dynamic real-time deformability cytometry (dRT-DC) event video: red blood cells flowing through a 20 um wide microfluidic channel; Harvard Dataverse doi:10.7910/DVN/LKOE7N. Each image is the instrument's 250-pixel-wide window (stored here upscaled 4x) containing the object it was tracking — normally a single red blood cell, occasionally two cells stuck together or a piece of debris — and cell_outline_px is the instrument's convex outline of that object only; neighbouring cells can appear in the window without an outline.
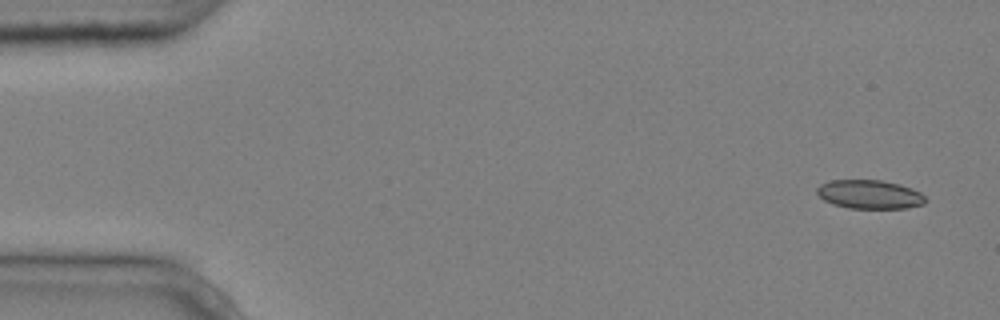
{"species": "common noctule bat (a hibernating species)", "species_latin": "Nyctalus noctula", "temperature_condition": "cold", "stored_images_in_passage": 5, "camera_frame_rate_fps": 3000, "um_per_image_px": 0.085, "animal": {"sex": "male", "body_mass_g": 20.4}, "frame": {"image": 1, "passage_image": 1, "time_ms": 0.0, "image_size_px": [1000, 320], "cell_outline_px": [[924, 204], [908, 208], [848, 208], [832, 204], [824, 200], [816, 192], [816, 188], [820, 184], [828, 180], [880, 180], [900, 184], [912, 188], [920, 192], [924, 196]], "centroid_in_image_um": [73.89, 16.52], "position_along_channel_um": 11.1, "area_um2": 18.26}}
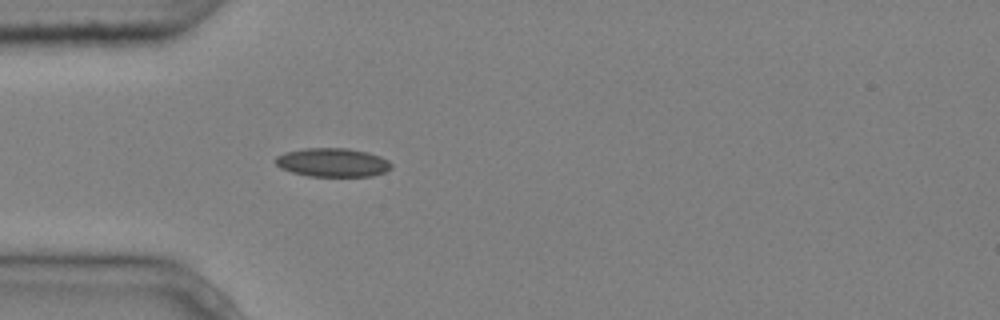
{"frame": {"image": 2, "passage_image": 5, "time_ms": 1.333, "image_size_px": [1000, 320], "cell_outline_px": [[392, 168], [384, 172], [372, 176], [308, 176], [292, 172], [280, 168], [276, 164], [276, 156], [284, 152], [304, 148], [348, 148], [368, 152], [380, 156], [388, 160], [392, 164]], "centroid_in_image_um": [28.28, 13.8], "position_along_channel_um": 56.7, "area_um2": 19.48}}